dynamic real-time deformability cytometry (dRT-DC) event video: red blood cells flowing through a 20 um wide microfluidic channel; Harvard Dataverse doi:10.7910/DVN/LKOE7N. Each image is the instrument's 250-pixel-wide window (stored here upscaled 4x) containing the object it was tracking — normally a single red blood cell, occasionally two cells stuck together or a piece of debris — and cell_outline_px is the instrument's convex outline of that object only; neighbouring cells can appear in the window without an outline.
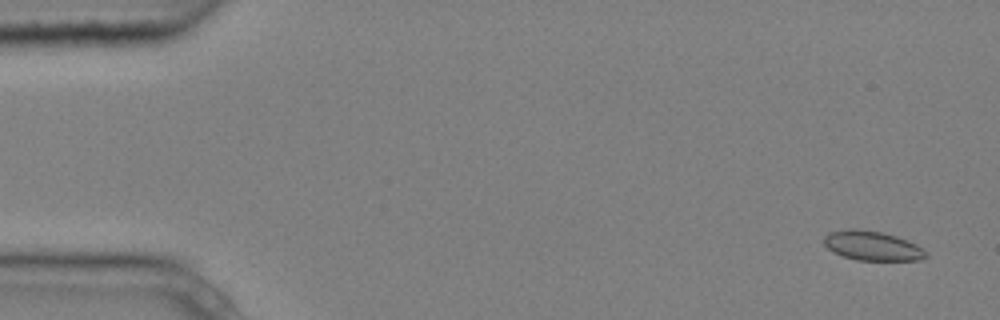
{"species": "common noctule bat (a hibernating species)", "species_latin": "Nyctalus noctula", "temperature_condition": "cold", "stored_images_in_passage": 7, "camera_frame_rate_fps": 3000, "um_per_image_px": 0.085, "animal": {"sex": "male", "body_mass_g": 20.4}, "frame": {"image": 1, "passage_image": 1, "time_ms": 0.0, "image_size_px": [1000, 320], "cell_outline_px": [[928, 256], [920, 260], [856, 260], [832, 252], [824, 244], [824, 236], [828, 232], [848, 228], [856, 228], [880, 232], [896, 236], [908, 240], [916, 244], [928, 252]], "centroid_in_image_um": [74.14, 20.88], "position_along_channel_um": 10.9, "area_um2": 17.63}}
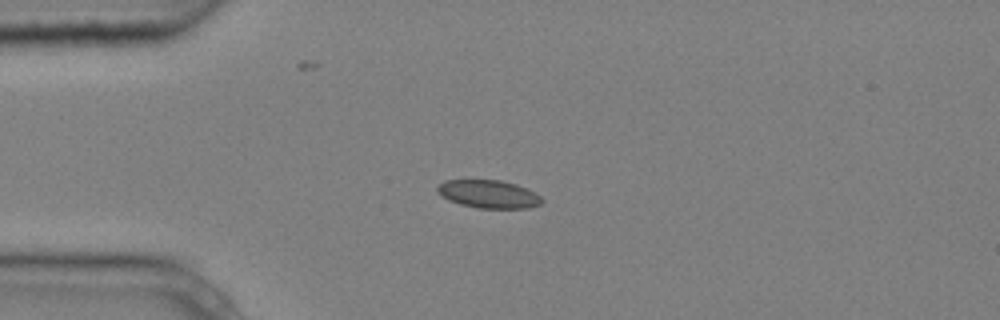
{"frame": {"image": 2, "passage_image": 4, "time_ms": 1.0, "image_size_px": [1000, 320], "cell_outline_px": [[544, 200], [540, 204], [528, 208], [476, 208], [460, 204], [448, 200], [440, 196], [436, 188], [444, 180], [500, 180], [516, 184], [536, 192]], "centroid_in_image_um": [41.53, 16.5], "position_along_channel_um": 43.5, "area_um2": 17.17}}
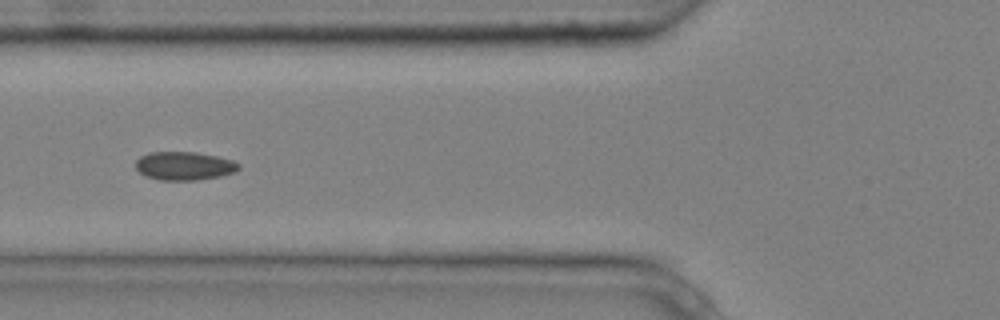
{"frame": {"image": 3, "passage_image": 6, "time_ms": 1.667, "image_size_px": [1000, 320], "cell_outline_px": [[240, 168], [236, 172], [220, 176], [196, 180], [160, 180], [148, 176], [140, 172], [136, 168], [136, 160], [140, 156], [148, 152], [196, 152], [216, 156], [232, 160], [240, 164]], "centroid_in_image_um": [15.68, 14.09], "position_along_channel_um": 110.1, "area_um2": 17.05}}